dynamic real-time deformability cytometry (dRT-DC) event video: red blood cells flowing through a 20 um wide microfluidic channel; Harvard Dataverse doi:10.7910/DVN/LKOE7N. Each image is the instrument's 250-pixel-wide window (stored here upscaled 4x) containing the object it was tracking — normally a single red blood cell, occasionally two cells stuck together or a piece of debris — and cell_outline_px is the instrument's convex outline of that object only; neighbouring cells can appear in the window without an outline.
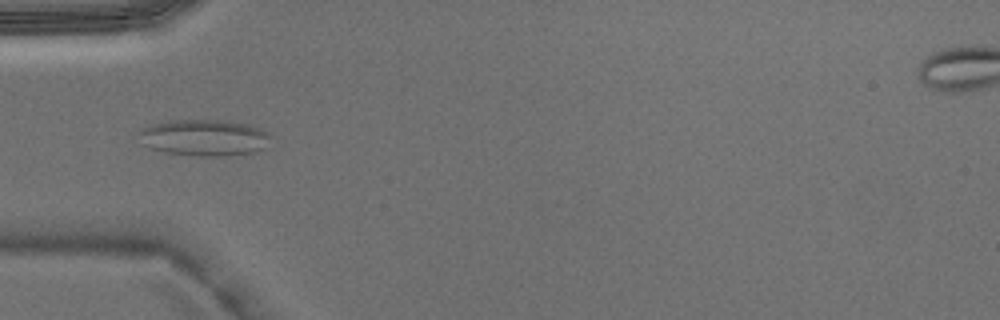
{"species": "Egyptian fruit bat (a non-hibernating species)", "species_latin": "Rousettus aegyptiacus", "temperature_condition": "warm", "stored_images_in_passage": 2, "camera_frame_rate_fps": 3000, "um_per_image_px": 0.085, "animal": {"sex": "male"}, "frame": {"image": 1, "passage_image": 2, "time_ms": 0.333, "image_size_px": [1000, 320], "cell_outline_px": [[268, 136], [264, 148], [252, 152], [228, 156], [196, 156], [164, 152], [148, 148], [136, 132], [148, 124], [168, 120], [228, 120], [248, 124], [260, 128], [268, 132]], "centroid_in_image_um": [17.29, 11.69], "position_along_channel_um": 67.7, "area_um2": 28.15}}